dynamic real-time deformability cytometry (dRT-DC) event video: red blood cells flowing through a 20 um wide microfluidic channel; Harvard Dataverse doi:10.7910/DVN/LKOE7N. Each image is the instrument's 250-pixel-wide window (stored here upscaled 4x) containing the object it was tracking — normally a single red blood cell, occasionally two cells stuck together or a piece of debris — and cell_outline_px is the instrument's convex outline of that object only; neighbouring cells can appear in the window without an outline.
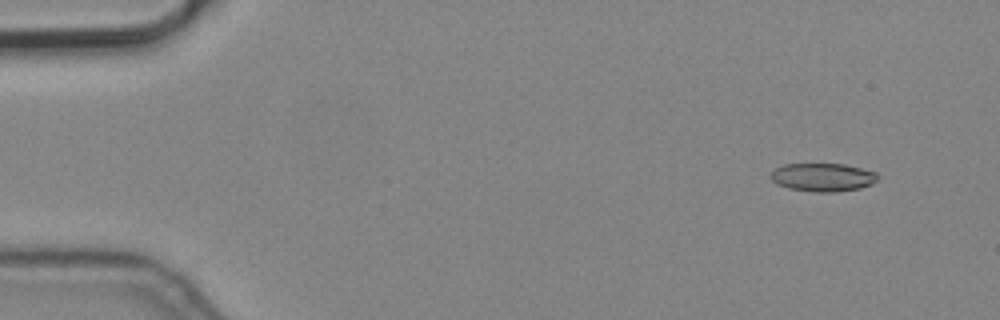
{"species": "common noctule bat (a hibernating species)", "species_latin": "Nyctalus noctula", "temperature_condition": "cold", "stored_images_in_passage": 5, "camera_frame_rate_fps": 3000, "um_per_image_px": 0.085, "animal": {"sex": "male", "body_mass_g": 19.2, "forearm_length_mm": 51.8}, "frame": {"image": 1, "passage_image": 2, "time_ms": 0.333, "image_size_px": [1000, 320], "cell_outline_px": [[880, 176], [872, 184], [860, 188], [832, 192], [816, 192], [788, 188], [776, 184], [768, 176], [776, 168], [784, 164], [844, 164], [876, 172]], "centroid_in_image_um": [69.92, 15.07], "position_along_channel_um": 15.1, "area_um2": 17.63}}